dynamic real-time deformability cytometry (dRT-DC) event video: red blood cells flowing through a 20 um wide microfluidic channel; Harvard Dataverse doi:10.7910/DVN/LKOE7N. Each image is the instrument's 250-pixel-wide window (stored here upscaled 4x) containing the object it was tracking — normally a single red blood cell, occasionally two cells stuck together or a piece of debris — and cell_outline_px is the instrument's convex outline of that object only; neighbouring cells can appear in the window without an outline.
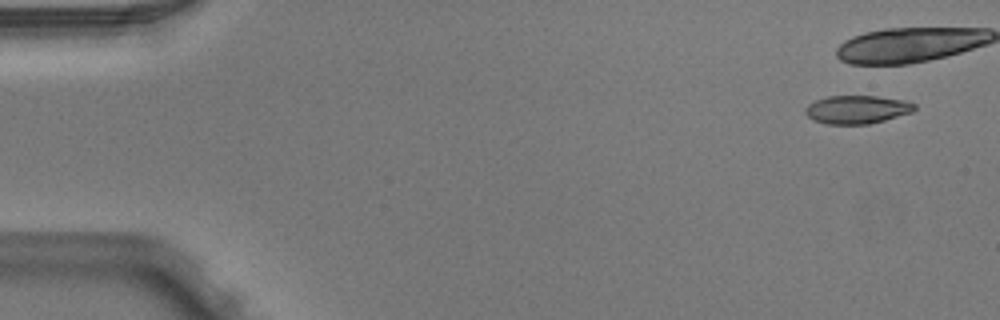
{"species": "Egyptian fruit bat (a non-hibernating species)", "species_latin": "Rousettus aegyptiacus", "temperature_condition": "warm", "stored_images_in_passage": 7, "camera_frame_rate_fps": 3000, "um_per_image_px": 0.085, "animal": {"sex": "male"}, "frame": {"image": 1, "passage_image": 1, "time_ms": 0.0, "image_size_px": [1000, 320], "cell_outline_px": [[916, 108], [912, 112], [884, 120], [868, 124], [828, 124], [812, 120], [804, 112], [804, 108], [808, 104], [816, 100], [828, 96], [876, 96], [904, 100], [916, 104]], "centroid_in_image_um": [72.82, 9.31], "position_along_channel_um": 12.2, "area_um2": 17.98}}
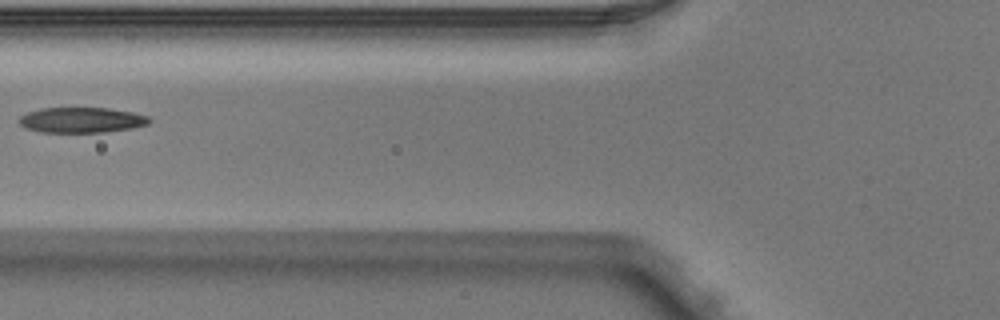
{"frame": {"image": 2, "passage_image": 6, "time_ms": 1.667, "image_size_px": [1000, 320], "cell_outline_px": [[152, 120], [148, 124], [132, 128], [104, 132], [40, 132], [24, 128], [20, 124], [20, 116], [28, 112], [40, 108], [108, 108], [132, 112], [148, 116]], "centroid_in_image_um": [6.93, 10.2], "position_along_channel_um": 118.9, "area_um2": 19.25}}
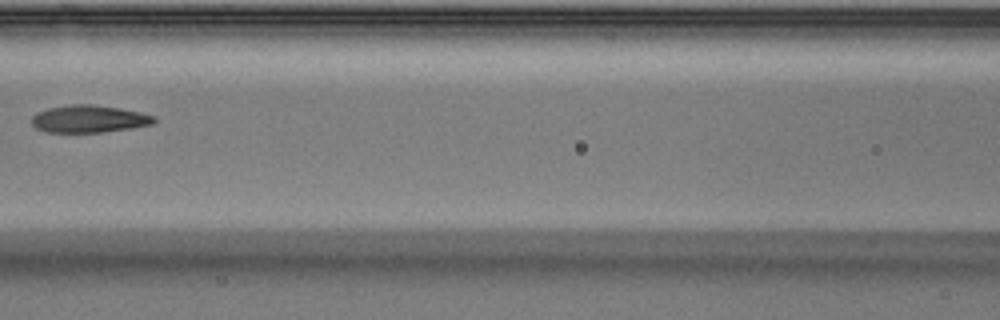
{"frame": {"image": 3, "passage_image": 7, "time_ms": 2.0, "image_size_px": [1000, 320], "cell_outline_px": [[156, 120], [152, 124], [132, 128], [104, 132], [48, 132], [36, 128], [32, 124], [32, 116], [36, 112], [48, 108], [72, 104], [92, 104], [120, 108], [140, 112], [156, 116]], "centroid_in_image_um": [7.57, 10.1], "position_along_channel_um": 159.0, "area_um2": 19.59}}